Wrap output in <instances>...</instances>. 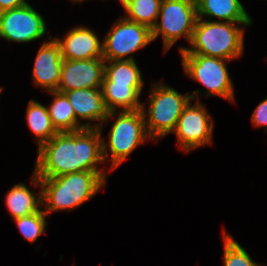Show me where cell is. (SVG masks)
<instances>
[{"mask_svg": "<svg viewBox=\"0 0 267 266\" xmlns=\"http://www.w3.org/2000/svg\"><path fill=\"white\" fill-rule=\"evenodd\" d=\"M223 242L224 266H260L225 230L223 231Z\"/></svg>", "mask_w": 267, "mask_h": 266, "instance_id": "obj_22", "label": "cell"}, {"mask_svg": "<svg viewBox=\"0 0 267 266\" xmlns=\"http://www.w3.org/2000/svg\"><path fill=\"white\" fill-rule=\"evenodd\" d=\"M26 115L27 124L36 136L38 148L58 133L52 125L48 108L41 103L30 100Z\"/></svg>", "mask_w": 267, "mask_h": 266, "instance_id": "obj_19", "label": "cell"}, {"mask_svg": "<svg viewBox=\"0 0 267 266\" xmlns=\"http://www.w3.org/2000/svg\"><path fill=\"white\" fill-rule=\"evenodd\" d=\"M163 0H133L124 9V17L130 21L149 27L151 30L158 21V15Z\"/></svg>", "mask_w": 267, "mask_h": 266, "instance_id": "obj_21", "label": "cell"}, {"mask_svg": "<svg viewBox=\"0 0 267 266\" xmlns=\"http://www.w3.org/2000/svg\"><path fill=\"white\" fill-rule=\"evenodd\" d=\"M25 0H0V13L27 4Z\"/></svg>", "mask_w": 267, "mask_h": 266, "instance_id": "obj_25", "label": "cell"}, {"mask_svg": "<svg viewBox=\"0 0 267 266\" xmlns=\"http://www.w3.org/2000/svg\"><path fill=\"white\" fill-rule=\"evenodd\" d=\"M237 24L250 26L252 22H224L197 18L190 40L191 48L181 47L180 54H199L232 60L243 54L244 30Z\"/></svg>", "mask_w": 267, "mask_h": 266, "instance_id": "obj_3", "label": "cell"}, {"mask_svg": "<svg viewBox=\"0 0 267 266\" xmlns=\"http://www.w3.org/2000/svg\"><path fill=\"white\" fill-rule=\"evenodd\" d=\"M152 41V30L149 27L123 16L115 22L102 41L103 59L105 61L135 60L133 56L128 55L140 48H145Z\"/></svg>", "mask_w": 267, "mask_h": 266, "instance_id": "obj_8", "label": "cell"}, {"mask_svg": "<svg viewBox=\"0 0 267 266\" xmlns=\"http://www.w3.org/2000/svg\"><path fill=\"white\" fill-rule=\"evenodd\" d=\"M104 66L103 58L63 59L57 91L64 93L75 89L101 88Z\"/></svg>", "mask_w": 267, "mask_h": 266, "instance_id": "obj_11", "label": "cell"}, {"mask_svg": "<svg viewBox=\"0 0 267 266\" xmlns=\"http://www.w3.org/2000/svg\"><path fill=\"white\" fill-rule=\"evenodd\" d=\"M63 59L86 60L103 58L102 42L98 36L86 27H75L68 31L64 39L56 38Z\"/></svg>", "mask_w": 267, "mask_h": 266, "instance_id": "obj_14", "label": "cell"}, {"mask_svg": "<svg viewBox=\"0 0 267 266\" xmlns=\"http://www.w3.org/2000/svg\"><path fill=\"white\" fill-rule=\"evenodd\" d=\"M5 201L13 219L28 216L40 210L42 191L36 197V193L31 192L25 184H16L8 191Z\"/></svg>", "mask_w": 267, "mask_h": 266, "instance_id": "obj_18", "label": "cell"}, {"mask_svg": "<svg viewBox=\"0 0 267 266\" xmlns=\"http://www.w3.org/2000/svg\"><path fill=\"white\" fill-rule=\"evenodd\" d=\"M64 94L72 105L77 121L80 118V120L102 122L94 124L93 128L101 130L103 123L117 115V112L109 110L103 99L101 88L75 89Z\"/></svg>", "mask_w": 267, "mask_h": 266, "instance_id": "obj_12", "label": "cell"}, {"mask_svg": "<svg viewBox=\"0 0 267 266\" xmlns=\"http://www.w3.org/2000/svg\"><path fill=\"white\" fill-rule=\"evenodd\" d=\"M185 74L207 89L206 96L234 101V86L226 68L230 60L199 54H181Z\"/></svg>", "mask_w": 267, "mask_h": 266, "instance_id": "obj_7", "label": "cell"}, {"mask_svg": "<svg viewBox=\"0 0 267 266\" xmlns=\"http://www.w3.org/2000/svg\"><path fill=\"white\" fill-rule=\"evenodd\" d=\"M103 82H115V84L121 85H143L141 71L135 60L105 61Z\"/></svg>", "mask_w": 267, "mask_h": 266, "instance_id": "obj_20", "label": "cell"}, {"mask_svg": "<svg viewBox=\"0 0 267 266\" xmlns=\"http://www.w3.org/2000/svg\"><path fill=\"white\" fill-rule=\"evenodd\" d=\"M47 214L43 210L14 219L24 239L35 242L45 231Z\"/></svg>", "mask_w": 267, "mask_h": 266, "instance_id": "obj_23", "label": "cell"}, {"mask_svg": "<svg viewBox=\"0 0 267 266\" xmlns=\"http://www.w3.org/2000/svg\"><path fill=\"white\" fill-rule=\"evenodd\" d=\"M46 30L44 18L29 3L0 13V37L8 42H31L43 37Z\"/></svg>", "mask_w": 267, "mask_h": 266, "instance_id": "obj_9", "label": "cell"}, {"mask_svg": "<svg viewBox=\"0 0 267 266\" xmlns=\"http://www.w3.org/2000/svg\"><path fill=\"white\" fill-rule=\"evenodd\" d=\"M152 28V39L162 34L164 52L182 36L190 43L197 21L196 0H163L158 19Z\"/></svg>", "mask_w": 267, "mask_h": 266, "instance_id": "obj_6", "label": "cell"}, {"mask_svg": "<svg viewBox=\"0 0 267 266\" xmlns=\"http://www.w3.org/2000/svg\"><path fill=\"white\" fill-rule=\"evenodd\" d=\"M48 93L55 97L53 103L47 108L52 125L57 132H73L84 128H93V125L89 121L80 124V120H76L72 105L64 93L58 91H50Z\"/></svg>", "mask_w": 267, "mask_h": 266, "instance_id": "obj_17", "label": "cell"}, {"mask_svg": "<svg viewBox=\"0 0 267 266\" xmlns=\"http://www.w3.org/2000/svg\"><path fill=\"white\" fill-rule=\"evenodd\" d=\"M73 2H82V0H72Z\"/></svg>", "mask_w": 267, "mask_h": 266, "instance_id": "obj_27", "label": "cell"}, {"mask_svg": "<svg viewBox=\"0 0 267 266\" xmlns=\"http://www.w3.org/2000/svg\"><path fill=\"white\" fill-rule=\"evenodd\" d=\"M32 176L31 183L42 189L43 211L47 215L49 212L79 207L106 184V180L93 171L68 173L53 178H39L33 172Z\"/></svg>", "mask_w": 267, "mask_h": 266, "instance_id": "obj_2", "label": "cell"}, {"mask_svg": "<svg viewBox=\"0 0 267 266\" xmlns=\"http://www.w3.org/2000/svg\"><path fill=\"white\" fill-rule=\"evenodd\" d=\"M119 1H120V3L122 4V6L124 8L128 3H130L133 0H119Z\"/></svg>", "mask_w": 267, "mask_h": 266, "instance_id": "obj_26", "label": "cell"}, {"mask_svg": "<svg viewBox=\"0 0 267 266\" xmlns=\"http://www.w3.org/2000/svg\"><path fill=\"white\" fill-rule=\"evenodd\" d=\"M143 85H121L115 82H102V96L109 110L121 111L141 110L143 103L139 101Z\"/></svg>", "mask_w": 267, "mask_h": 266, "instance_id": "obj_16", "label": "cell"}, {"mask_svg": "<svg viewBox=\"0 0 267 266\" xmlns=\"http://www.w3.org/2000/svg\"><path fill=\"white\" fill-rule=\"evenodd\" d=\"M213 125V120L204 105L199 101L192 105L190 101L183 109L172 133L177 136L179 148L188 152L211 143Z\"/></svg>", "mask_w": 267, "mask_h": 266, "instance_id": "obj_10", "label": "cell"}, {"mask_svg": "<svg viewBox=\"0 0 267 266\" xmlns=\"http://www.w3.org/2000/svg\"><path fill=\"white\" fill-rule=\"evenodd\" d=\"M199 91L196 90L187 96L178 93L169 86H165V84L155 83L149 96L150 106L148 111L144 105L141 108L149 137L155 140V138L159 139L172 133L183 109L192 99H195V95Z\"/></svg>", "mask_w": 267, "mask_h": 266, "instance_id": "obj_4", "label": "cell"}, {"mask_svg": "<svg viewBox=\"0 0 267 266\" xmlns=\"http://www.w3.org/2000/svg\"><path fill=\"white\" fill-rule=\"evenodd\" d=\"M254 126H265L267 131V98L261 101L252 114Z\"/></svg>", "mask_w": 267, "mask_h": 266, "instance_id": "obj_24", "label": "cell"}, {"mask_svg": "<svg viewBox=\"0 0 267 266\" xmlns=\"http://www.w3.org/2000/svg\"><path fill=\"white\" fill-rule=\"evenodd\" d=\"M149 137L142 110L121 111L108 135V144L102 141L104 162L111 153V170L117 168L132 151Z\"/></svg>", "mask_w": 267, "mask_h": 266, "instance_id": "obj_5", "label": "cell"}, {"mask_svg": "<svg viewBox=\"0 0 267 266\" xmlns=\"http://www.w3.org/2000/svg\"><path fill=\"white\" fill-rule=\"evenodd\" d=\"M101 130L84 128L73 132H58L38 148L34 173L39 178H53L68 173L93 171L105 180Z\"/></svg>", "mask_w": 267, "mask_h": 266, "instance_id": "obj_1", "label": "cell"}, {"mask_svg": "<svg viewBox=\"0 0 267 266\" xmlns=\"http://www.w3.org/2000/svg\"><path fill=\"white\" fill-rule=\"evenodd\" d=\"M197 18L214 17L224 22H252L239 0H196Z\"/></svg>", "mask_w": 267, "mask_h": 266, "instance_id": "obj_15", "label": "cell"}, {"mask_svg": "<svg viewBox=\"0 0 267 266\" xmlns=\"http://www.w3.org/2000/svg\"><path fill=\"white\" fill-rule=\"evenodd\" d=\"M48 39L38 50L33 67V81L50 92L57 91L63 58L56 39L51 35Z\"/></svg>", "mask_w": 267, "mask_h": 266, "instance_id": "obj_13", "label": "cell"}]
</instances>
